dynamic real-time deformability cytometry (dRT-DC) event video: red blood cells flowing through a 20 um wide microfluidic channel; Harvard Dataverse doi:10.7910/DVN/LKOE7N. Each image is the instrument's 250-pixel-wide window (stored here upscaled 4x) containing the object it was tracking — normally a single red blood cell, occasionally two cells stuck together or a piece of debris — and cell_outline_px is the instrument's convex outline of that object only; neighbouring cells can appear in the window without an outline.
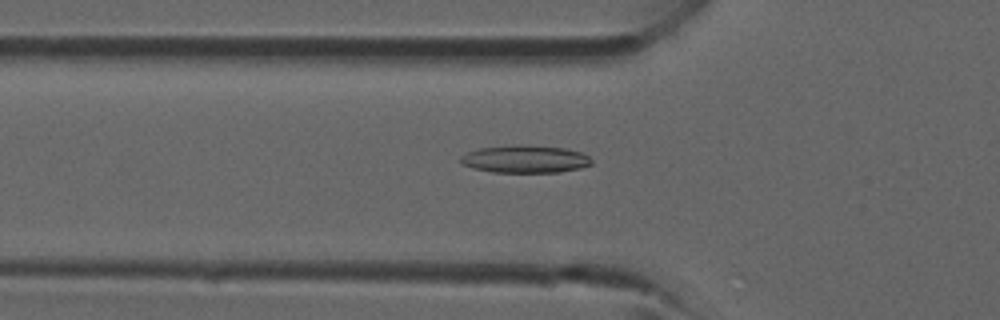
{"species": "common noctule bat (a hibernating species)", "species_latin": "Nyctalus noctula", "temperature_condition": "room temperature", "stored_images_in_passage": 29, "camera_frame_rate_fps": 3000, "um_per_image_px": 0.085, "animal": {"sex": "male", "forearm_length_mm": 52.5}, "frame": {"image": 1, "passage_image": 5, "time_ms": 1.333, "image_size_px": [1000, 320], "cell_outline_px": [[592, 164], [580, 168], [560, 172], [492, 172], [472, 168], [464, 164], [460, 160], [460, 156], [468, 152], [480, 148], [516, 144], [524, 144], [564, 148], [580, 152], [588, 156], [592, 160]], "centroid_in_image_um": [44.64, 13.51], "position_along_channel_um": 81.2, "area_um2": 21.1}}
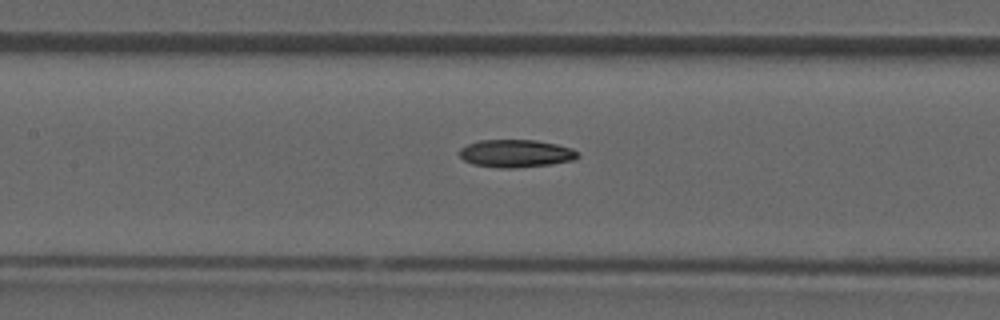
{"frame": {"image": 2, "passage_image": 10, "time_ms": 3.0, "image_size_px": [1000, 320], "cell_outline_px": [[580, 156], [572, 160], [548, 164], [516, 168], [500, 168], [472, 164], [464, 160], [460, 156], [460, 148], [468, 144], [480, 140], [536, 140], [556, 144], [572, 148]], "centroid_in_image_um": [43.82, 13.04], "position_along_channel_um": 163.6, "area_um2": 18.96}}
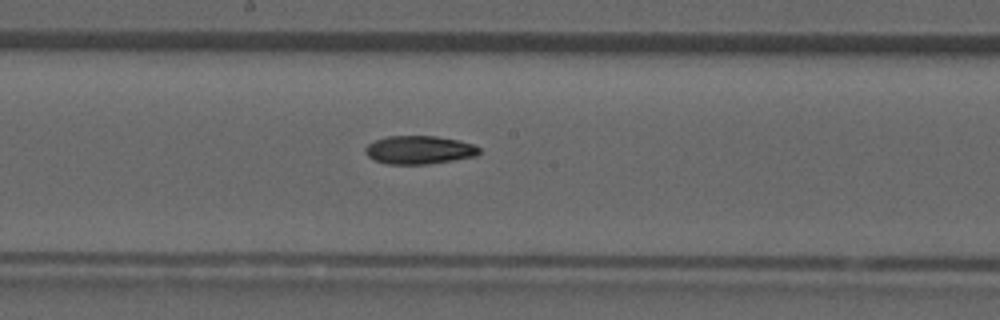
{"frame": {"image": 3, "passage_image": 13, "time_ms": 4.0, "image_size_px": [1000, 320], "cell_outline_px": [[480, 152], [476, 156], [428, 164], [388, 164], [372, 160], [364, 152], [364, 148], [368, 144], [376, 140], [388, 136], [436, 136], [456, 140], [472, 144], [480, 148]], "centroid_in_image_um": [35.59, 12.75], "position_along_channel_um": 212.6, "area_um2": 18.73}}